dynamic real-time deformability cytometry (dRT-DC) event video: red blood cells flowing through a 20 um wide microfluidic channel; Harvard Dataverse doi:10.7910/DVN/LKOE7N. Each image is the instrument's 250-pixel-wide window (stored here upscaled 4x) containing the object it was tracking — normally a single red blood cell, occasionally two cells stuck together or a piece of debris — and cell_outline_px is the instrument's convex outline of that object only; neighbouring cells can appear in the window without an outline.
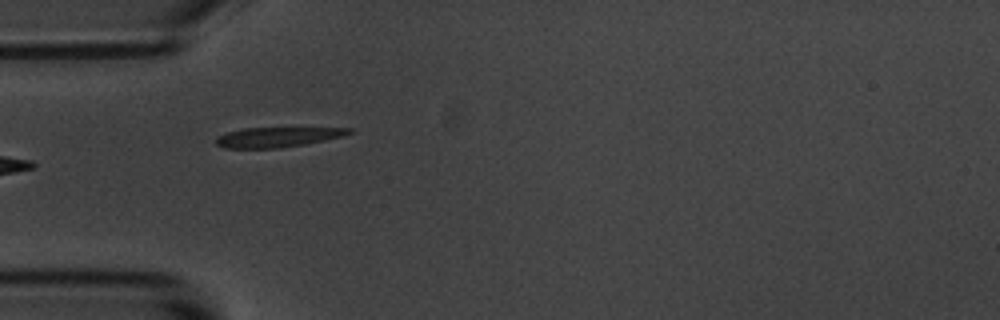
{"species": "common noctule bat (a hibernating species)", "species_latin": "Nyctalus noctula", "temperature_condition": "room temperature", "stored_images_in_passage": 8, "camera_frame_rate_fps": 3000, "um_per_image_px": 0.085, "animal": {"sex": "male", "body_mass_g": 20.1, "forearm_length_mm": 53.5}, "frame": {"image": 1, "passage_image": 3, "time_ms": 3.333, "image_size_px": [1000, 320], "cell_outline_px": [[352, 132], [344, 136], [304, 144], [280, 148], [224, 148], [216, 144], [216, 136], [228, 132], [244, 128], [352, 128]], "centroid_in_image_um": [23.56, 11.65], "position_along_channel_um": 61.4, "area_um2": 15.32}}
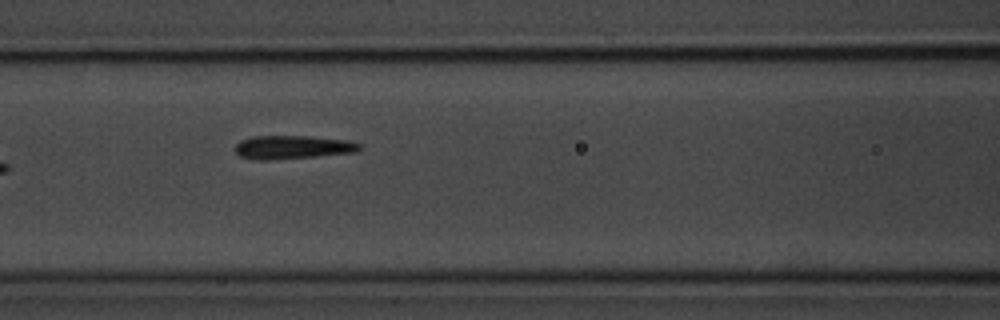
{"frame": {"image": 2, "passage_image": 5, "time_ms": 5.667, "image_size_px": [1000, 320], "cell_outline_px": [[360, 148], [356, 152], [316, 156], [268, 160], [256, 160], [240, 156], [236, 152], [236, 144], [240, 140], [252, 136], [308, 136], [348, 140], [360, 144]], "centroid_in_image_um": [24.84, 12.51], "position_along_channel_um": 141.8, "area_um2": 16.94}}
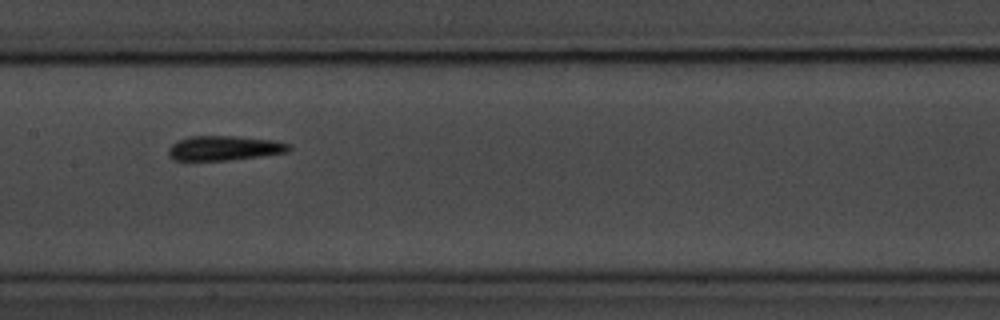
{"frame": {"image": 3, "passage_image": 6, "time_ms": 7.0, "image_size_px": [1000, 320], "cell_outline_px": [[292, 148], [288, 152], [260, 156], [228, 160], [172, 160], [168, 156], [168, 148], [176, 140], [188, 136], [236, 136], [276, 140], [292, 144]], "centroid_in_image_um": [19.07, 12.58], "position_along_channel_um": 188.3, "area_um2": 17.57}}